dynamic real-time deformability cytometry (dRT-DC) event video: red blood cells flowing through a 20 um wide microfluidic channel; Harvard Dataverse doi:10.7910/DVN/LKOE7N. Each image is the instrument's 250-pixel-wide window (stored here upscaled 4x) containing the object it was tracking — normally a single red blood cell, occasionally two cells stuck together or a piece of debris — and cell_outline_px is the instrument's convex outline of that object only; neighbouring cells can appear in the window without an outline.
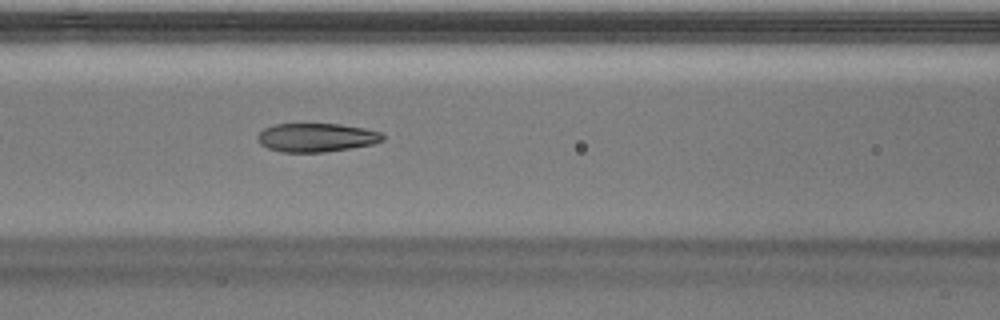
{"species": "Egyptian fruit bat (a non-hibernating species)", "species_latin": "Rousettus aegyptiacus", "temperature_condition": "warm", "stored_images_in_passage": 14, "camera_frame_rate_fps": 3000, "um_per_image_px": 0.085, "animal": {"sex": "male"}, "frame": {"image": 1, "passage_image": 8, "time_ms": 2.333, "image_size_px": [1000, 320], "cell_outline_px": [[384, 140], [372, 144], [324, 152], [280, 152], [268, 148], [260, 144], [256, 136], [264, 128], [276, 124], [340, 124], [364, 128], [380, 132], [384, 136]], "centroid_in_image_um": [26.87, 11.69], "position_along_channel_um": 139.7, "area_um2": 20.81}}
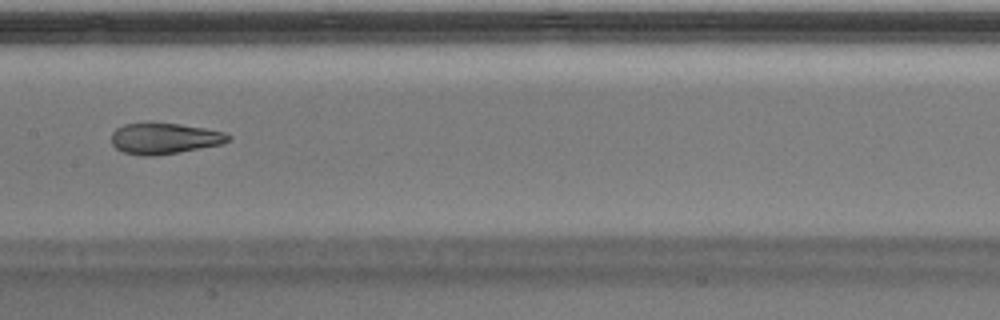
{"frame": {"image": 2, "passage_image": 12, "time_ms": 3.667, "image_size_px": [1000, 320], "cell_outline_px": [[232, 136], [228, 140], [220, 144], [156, 156], [144, 156], [124, 152], [116, 148], [112, 144], [112, 132], [116, 128], [124, 124], [148, 120], [152, 120], [180, 124], [204, 128], [224, 132]], "centroid_in_image_um": [13.91, 11.72], "position_along_channel_um": 193.5, "area_um2": 21.5}}